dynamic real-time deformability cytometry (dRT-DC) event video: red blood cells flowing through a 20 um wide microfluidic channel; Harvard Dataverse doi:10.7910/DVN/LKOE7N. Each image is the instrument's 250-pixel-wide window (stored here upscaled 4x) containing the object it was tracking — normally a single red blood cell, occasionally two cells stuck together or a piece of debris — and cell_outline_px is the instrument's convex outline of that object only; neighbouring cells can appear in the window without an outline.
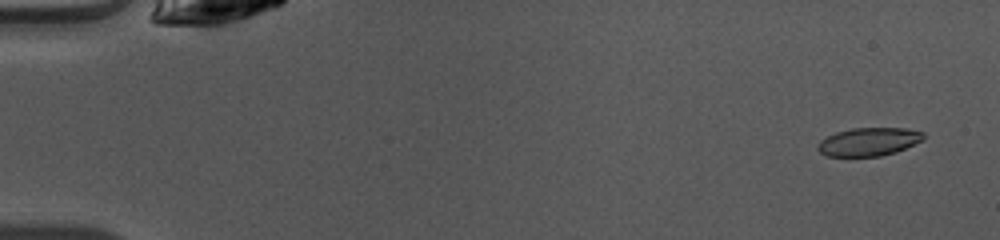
{"species": "common noctule bat (a hibernating species)", "species_latin": "Nyctalus noctula", "temperature_condition": "warm", "stored_images_in_passage": 49, "camera_frame_rate_fps": 3000, "um_per_image_px": 0.085, "animal": {"sex": "female", "body_mass_g": 10.0, "forearm_length_mm": 53.1}, "frame": {"image": 1, "passage_image": 3, "time_ms": 0.667, "image_size_px": [1000, 240], "cell_outline_px": [[924, 140], [896, 152], [880, 156], [828, 156], [820, 152], [816, 148], [820, 140], [836, 132], [852, 128], [904, 128], [924, 132]], "centroid_in_image_um": [73.85, 12.05], "position_along_channel_um": 11.1, "area_um2": 17.4}}
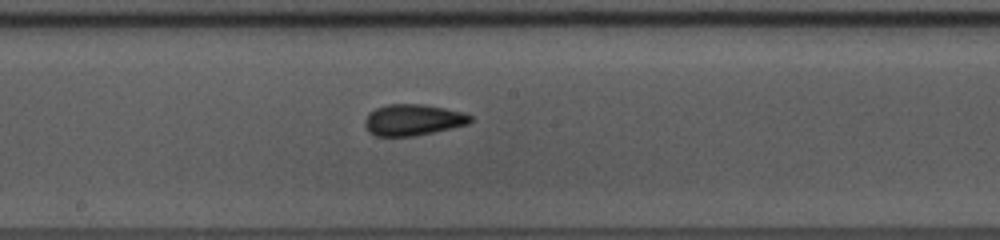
{"frame": {"image": 2, "passage_image": 27, "time_ms": 8.667, "image_size_px": [1000, 240], "cell_outline_px": [[472, 120], [468, 124], [416, 136], [376, 136], [368, 132], [364, 124], [364, 120], [368, 112], [376, 108], [388, 104], [424, 104], [464, 112], [472, 116]], "centroid_in_image_um": [35.08, 10.19], "position_along_channel_um": 213.1, "area_um2": 19.36}}
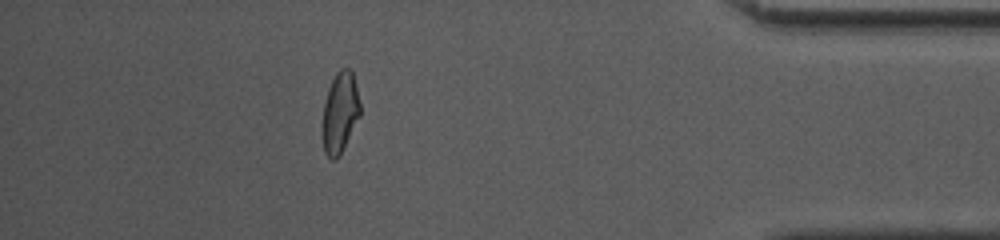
{"frame": {"image": 3, "passage_image": 44, "time_ms": 14.333, "image_size_px": [1000, 240], "cell_outline_px": [[360, 116], [340, 156], [336, 160], [332, 160], [324, 152], [320, 132], [324, 104], [328, 88], [336, 72], [340, 68], [348, 68], [352, 72], [360, 104]], "centroid_in_image_um": [28.86, 9.63], "position_along_channel_um": 406.3, "area_um2": 18.09}, "authors_computed_cell_mechanics": {"area_um2": 18.4382, "velocity_mm_per_s": 4.1009, "shape_relaxation_time_tau1_ms": 6.9051, "shape_relaxation_time_tau2_ms": 1.215, "deformation_change_tau1": 0.1627, "deformation_change_tau2": 0.0566}}